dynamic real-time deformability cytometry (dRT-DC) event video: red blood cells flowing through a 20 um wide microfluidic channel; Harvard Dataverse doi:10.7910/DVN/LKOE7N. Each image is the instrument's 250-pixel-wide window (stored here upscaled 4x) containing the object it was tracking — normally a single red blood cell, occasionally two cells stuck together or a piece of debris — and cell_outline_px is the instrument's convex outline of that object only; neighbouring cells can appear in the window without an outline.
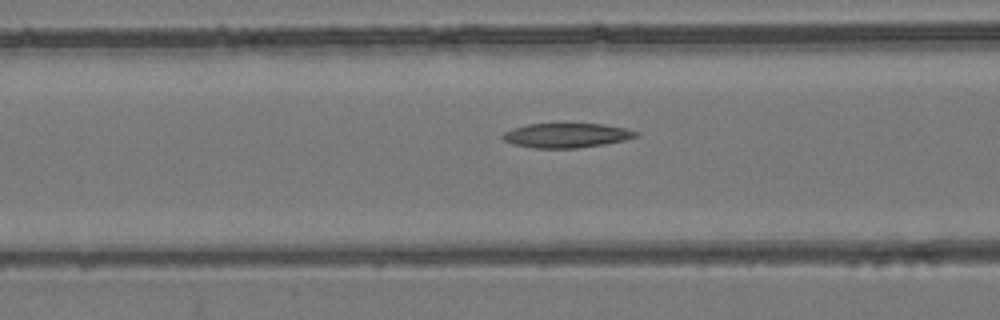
{"species": "common noctule bat (a hibernating species)", "species_latin": "Nyctalus noctula", "temperature_condition": "room temperature", "stored_images_in_passage": 36, "camera_frame_rate_fps": 3000, "um_per_image_px": 0.085, "animal": {"sex": "female", "body_mass_g": 24.6, "forearm_length_mm": 56.2}, "frame": {"image": 1, "passage_image": 9, "time_ms": 2.667, "image_size_px": [1000, 320], "cell_outline_px": [[640, 136], [624, 140], [604, 144], [576, 148], [532, 148], [512, 144], [504, 140], [500, 136], [504, 132], [512, 128], [528, 124], [604, 124], [624, 128], [640, 132]], "centroid_in_image_um": [48.14, 11.51], "position_along_channel_um": 118.5, "area_um2": 19.07}}
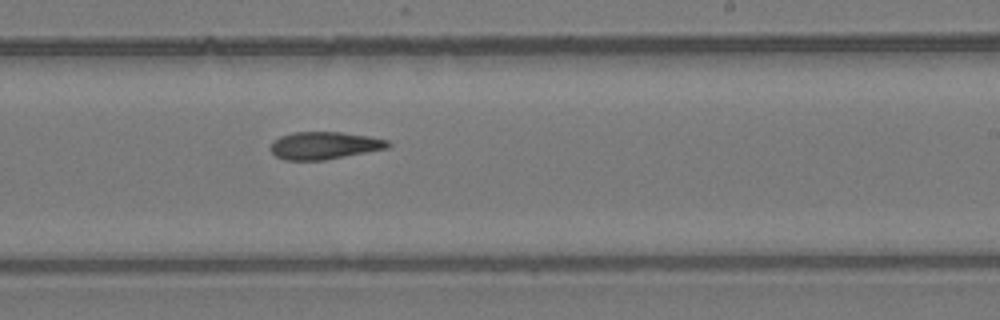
{"frame": {"image": 2, "passage_image": 20, "time_ms": 6.333, "image_size_px": [1000, 320], "cell_outline_px": [[392, 144], [388, 148], [324, 160], [284, 160], [276, 156], [272, 152], [272, 140], [280, 136], [292, 132], [340, 132], [368, 136], [388, 140]], "centroid_in_image_um": [27.57, 12.36], "position_along_channel_um": 261.4, "area_um2": 18.73}}
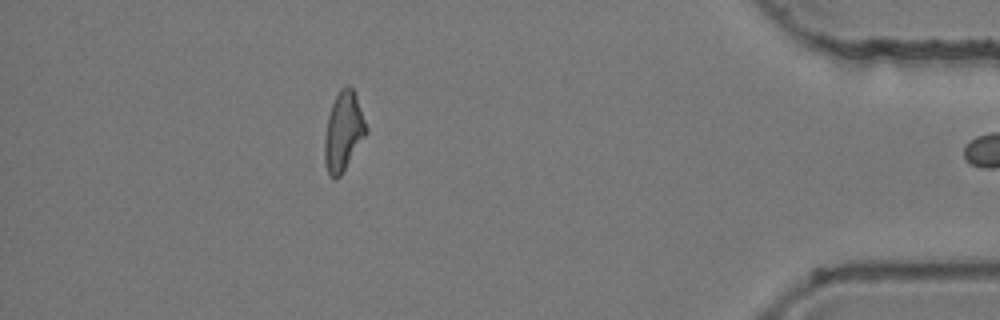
{"frame": {"image": 3, "passage_image": 35, "time_ms": 11.333, "image_size_px": [1000, 320], "cell_outline_px": [[368, 132], [340, 176], [328, 176], [324, 164], [324, 140], [328, 116], [332, 104], [340, 88], [348, 84], [352, 88], [356, 96], [368, 128]], "centroid_in_image_um": [29.18, 11.17], "position_along_channel_um": 406.0, "area_um2": 19.07}}